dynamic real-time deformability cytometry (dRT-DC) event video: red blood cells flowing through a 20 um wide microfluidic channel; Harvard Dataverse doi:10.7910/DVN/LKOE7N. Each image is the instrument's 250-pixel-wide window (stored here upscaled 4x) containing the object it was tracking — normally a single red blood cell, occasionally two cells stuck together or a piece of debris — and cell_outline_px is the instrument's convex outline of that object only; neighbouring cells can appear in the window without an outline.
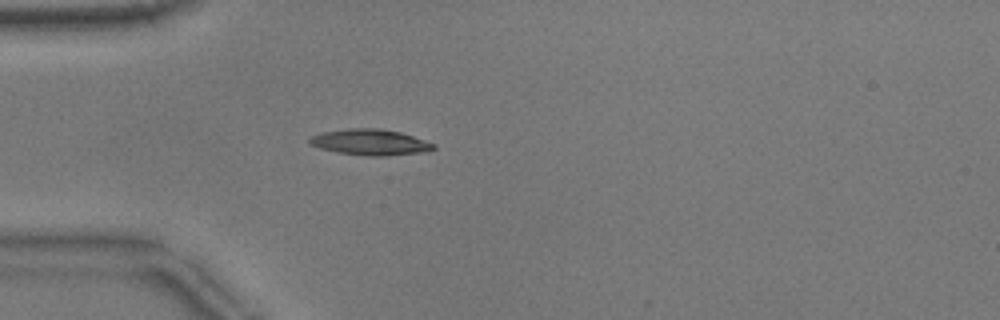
{"species": "common noctule bat (a hibernating species)", "species_latin": "Nyctalus noctula", "temperature_condition": "warm", "stored_images_in_passage": 49, "camera_frame_rate_fps": 3000, "um_per_image_px": 0.085, "animal": {"sex": "male", "body_mass_g": 17.9}, "frame": {"image": 1, "passage_image": 12, "time_ms": 3.667, "image_size_px": [1000, 320], "cell_outline_px": [[436, 148], [428, 152], [384, 156], [368, 156], [340, 152], [320, 148], [312, 144], [308, 140], [312, 136], [320, 132], [348, 128], [380, 128], [400, 132], [436, 144]], "centroid_in_image_um": [31.51, 12.08], "position_along_channel_um": 53.5, "area_um2": 18.73}}
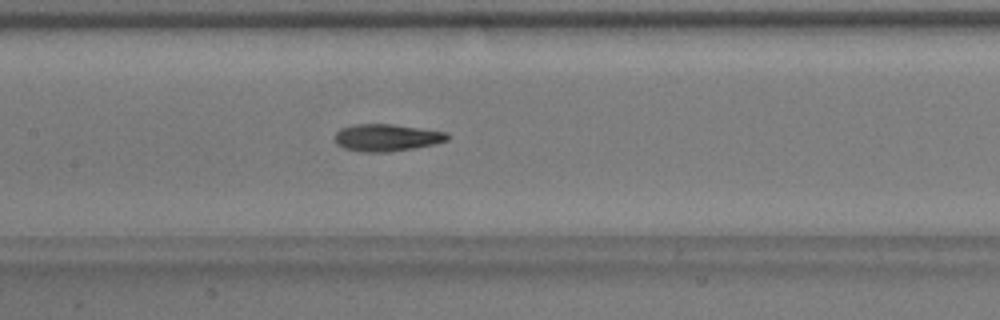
{"frame": {"image": 2, "passage_image": 22, "time_ms": 7.0, "image_size_px": [1000, 320], "cell_outline_px": [[448, 140], [432, 144], [412, 148], [388, 152], [364, 152], [344, 148], [336, 144], [336, 132], [340, 128], [352, 124], [392, 124], [444, 132], [448, 136]], "centroid_in_image_um": [32.8, 11.69], "position_along_channel_um": 174.6, "area_um2": 17.51}}
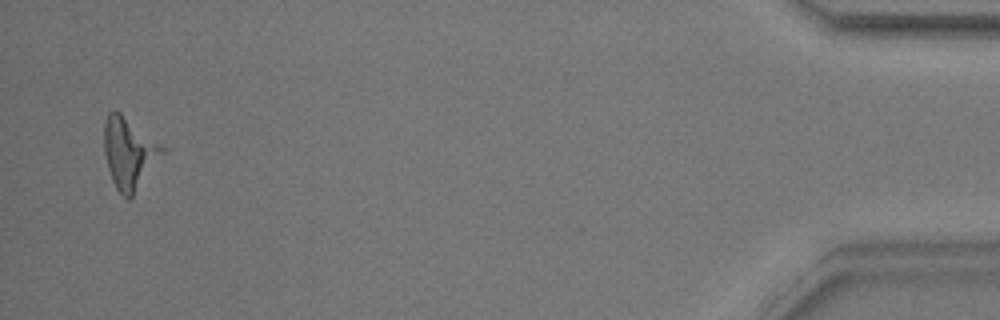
{"frame": {"image": 3, "passage_image": 48, "time_ms": 15.667, "image_size_px": [1000, 320], "cell_outline_px": [[164, 152], [132, 196], [128, 200], [116, 188], [112, 180], [108, 168], [104, 152], [104, 124], [108, 112], [120, 112], [164, 148]], "centroid_in_image_um": [10.93, 13.01], "position_along_channel_um": 424.3, "area_um2": 23.29}}